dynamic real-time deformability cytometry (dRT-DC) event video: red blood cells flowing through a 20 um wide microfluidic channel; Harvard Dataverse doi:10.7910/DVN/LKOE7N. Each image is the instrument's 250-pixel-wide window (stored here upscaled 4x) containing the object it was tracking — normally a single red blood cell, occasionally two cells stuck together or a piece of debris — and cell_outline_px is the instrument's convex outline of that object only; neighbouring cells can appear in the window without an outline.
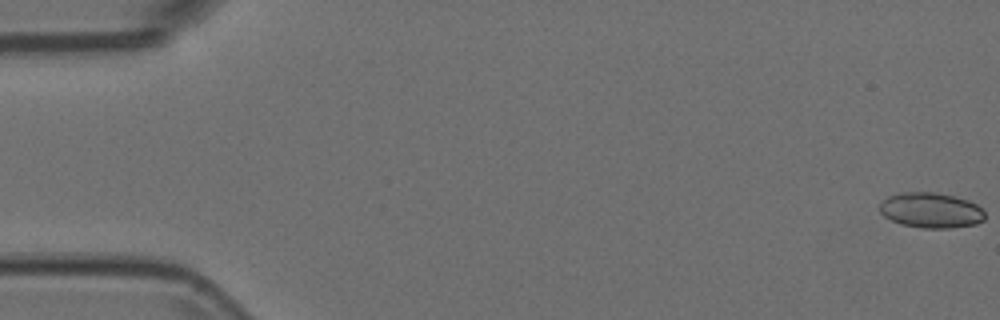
{"species": "Egyptian fruit bat (a non-hibernating species)", "species_latin": "Rousettus aegyptiacus", "temperature_condition": "room temperature", "stored_images_in_passage": 54, "camera_frame_rate_fps": 3000, "um_per_image_px": 0.085, "animal": {"sex": "female"}, "frame": {"image": 1, "passage_image": 1, "time_ms": 0.0, "image_size_px": [1000, 320], "cell_outline_px": [[984, 220], [976, 224], [948, 228], [924, 228], [900, 224], [884, 216], [880, 212], [880, 204], [888, 196], [900, 192], [936, 192], [968, 200], [976, 204], [984, 212]], "centroid_in_image_um": [79.12, 17.87], "position_along_channel_um": 5.9, "area_um2": 21.56}}
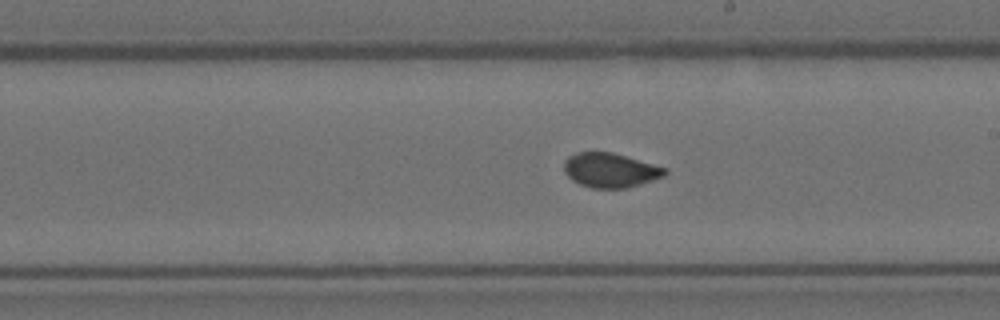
{"frame": {"image": 2, "passage_image": 31, "time_ms": 10.0, "image_size_px": [1000, 320], "cell_outline_px": [[668, 172], [664, 176], [640, 184], [624, 188], [592, 188], [580, 184], [572, 180], [564, 172], [564, 160], [568, 156], [576, 152], [612, 152], [668, 168]], "centroid_in_image_um": [51.87, 14.46], "position_along_channel_um": 237.1, "area_um2": 20.29}}
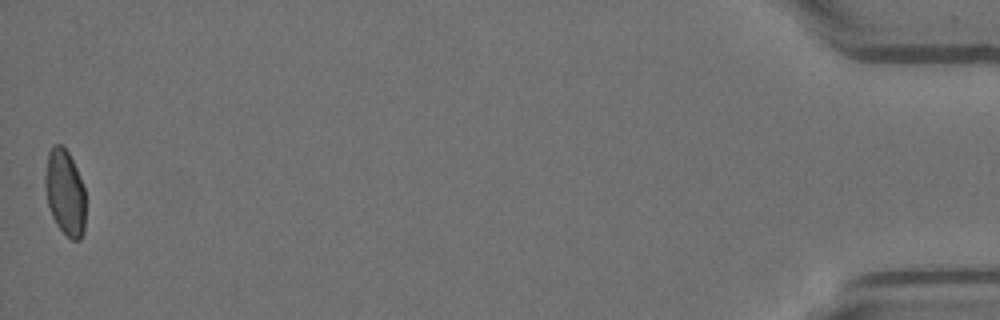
{"frame": {"image": 3, "passage_image": 54, "time_ms": 17.667, "image_size_px": [1000, 320], "cell_outline_px": [[84, 232], [80, 240], [72, 240], [56, 224], [52, 216], [48, 204], [44, 188], [44, 176], [48, 152], [56, 144], [60, 144], [68, 152], [76, 168], [84, 188]], "centroid_in_image_um": [5.5, 16.37], "position_along_channel_um": 429.7, "area_um2": 20.06}}